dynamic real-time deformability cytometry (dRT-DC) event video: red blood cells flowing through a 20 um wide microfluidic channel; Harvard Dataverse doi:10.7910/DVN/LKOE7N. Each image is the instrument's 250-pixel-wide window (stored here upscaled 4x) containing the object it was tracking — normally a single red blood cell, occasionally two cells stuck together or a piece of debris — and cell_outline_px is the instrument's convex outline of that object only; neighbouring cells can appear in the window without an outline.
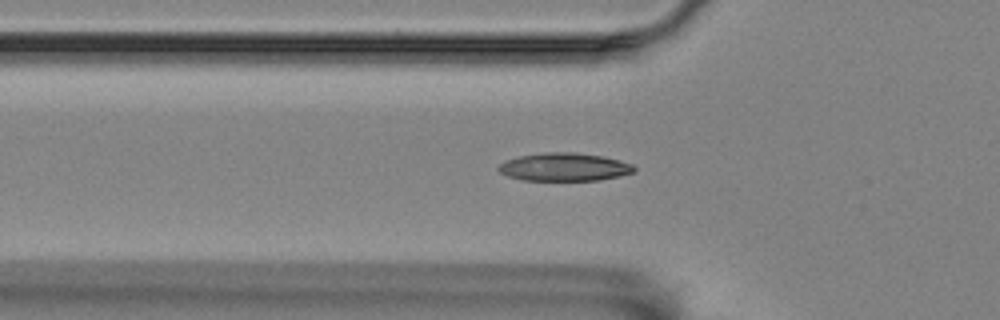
{"species": "Egyptian fruit bat (a non-hibernating species)", "species_latin": "Rousettus aegyptiacus", "temperature_condition": "room temperature", "stored_images_in_passage": 48, "camera_frame_rate_fps": 3000, "um_per_image_px": 0.085, "animal": {"sex": "female"}, "frame": {"image": 1, "passage_image": 12, "time_ms": 3.667, "image_size_px": [1000, 320], "cell_outline_px": [[636, 172], [620, 176], [600, 180], [524, 180], [508, 176], [500, 172], [496, 168], [504, 160], [520, 156], [544, 152], [572, 152], [600, 156], [620, 160], [632, 164], [636, 168]], "centroid_in_image_um": [47.97, 14.19], "position_along_channel_um": 77.8, "area_um2": 22.2}}
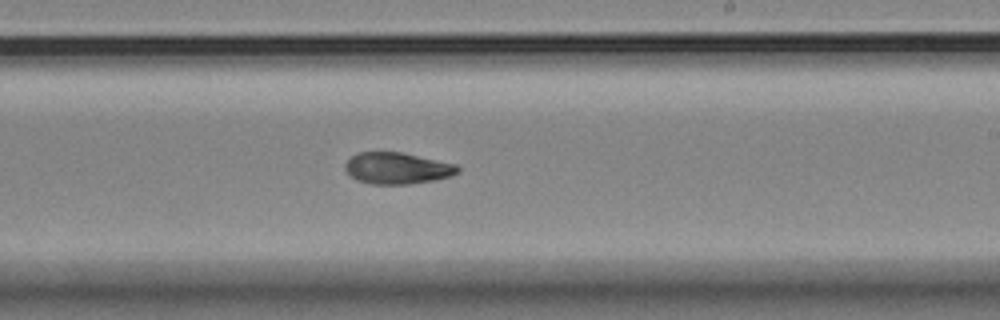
{"frame": {"image": 2, "passage_image": 27, "time_ms": 8.667, "image_size_px": [1000, 320], "cell_outline_px": [[460, 172], [452, 176], [436, 180], [412, 184], [372, 184], [356, 180], [344, 168], [344, 164], [356, 152], [400, 152], [456, 164], [460, 168]], "centroid_in_image_um": [33.78, 14.31], "position_along_channel_um": 255.2, "area_um2": 20.75}}
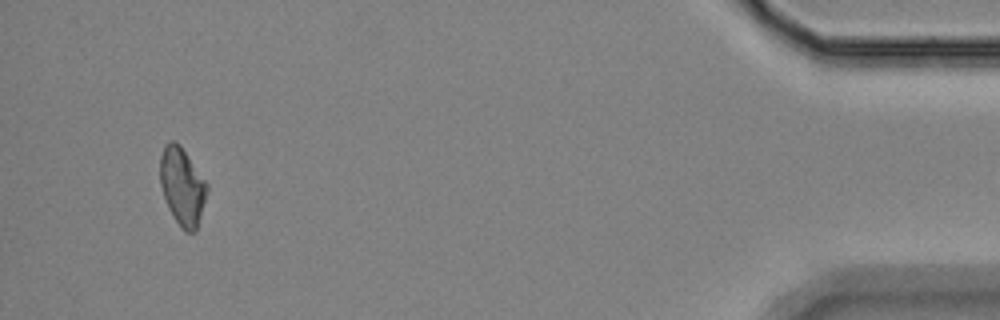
{"frame": {"image": 3, "passage_image": 47, "time_ms": 15.333, "image_size_px": [1000, 320], "cell_outline_px": [[208, 188], [196, 232], [184, 232], [180, 228], [172, 216], [168, 208], [160, 184], [160, 156], [164, 144], [172, 140], [176, 140], [180, 144], [208, 184]], "centroid_in_image_um": [15.48, 15.84], "position_along_channel_um": 419.7, "area_um2": 21.39}}